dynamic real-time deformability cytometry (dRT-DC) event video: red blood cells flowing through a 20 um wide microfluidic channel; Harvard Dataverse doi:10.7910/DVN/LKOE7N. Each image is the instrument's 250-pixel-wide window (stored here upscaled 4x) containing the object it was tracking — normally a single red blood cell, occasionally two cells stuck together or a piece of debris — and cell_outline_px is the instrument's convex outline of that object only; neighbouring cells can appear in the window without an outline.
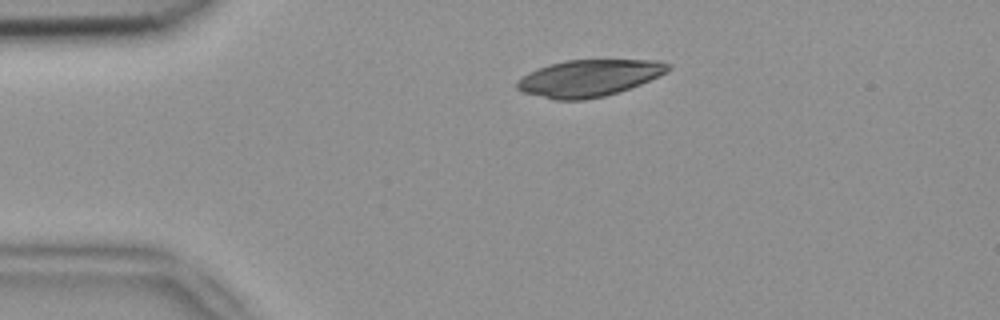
{"species": "common noctule bat (a hibernating species)", "species_latin": "Nyctalus noctula", "temperature_condition": "room temperature", "stored_images_in_passage": 42, "camera_frame_rate_fps": 3000, "um_per_image_px": 0.085, "animal": {"sex": "female", "body_mass_g": 18.4}, "frame": {"image": 1, "passage_image": 1, "time_ms": 0.0, "image_size_px": [1000, 320], "cell_outline_px": [[672, 68], [668, 72], [640, 84], [604, 96], [584, 100], [552, 100], [524, 92], [516, 88], [516, 80], [528, 72], [548, 64], [564, 60], [660, 60], [668, 64]], "centroid_in_image_um": [50.03, 6.63], "position_along_channel_um": 35.0, "area_um2": 32.43}}
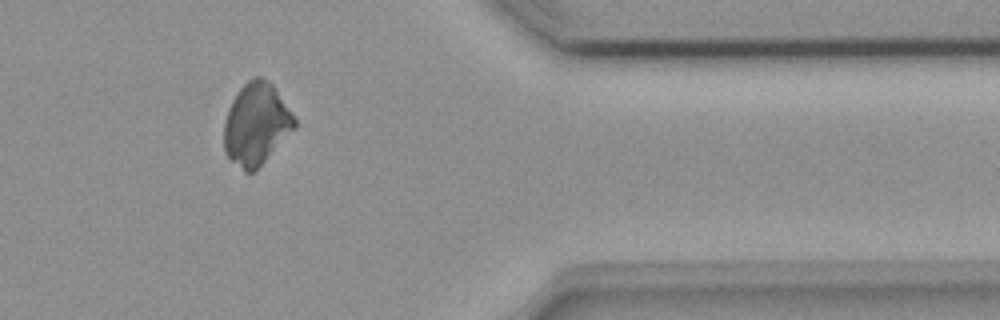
{"frame": {"image": 2, "passage_image": 33, "time_ms": 10.667, "image_size_px": [1000, 320], "cell_outline_px": [[296, 128], [252, 172], [244, 172], [228, 160], [224, 152], [224, 120], [228, 108], [232, 100], [240, 88], [252, 76], [260, 76], [268, 80], [272, 84], [292, 112], [296, 120]], "centroid_in_image_um": [21.75, 10.54], "position_along_channel_um": 389.6, "area_um2": 33.7}}
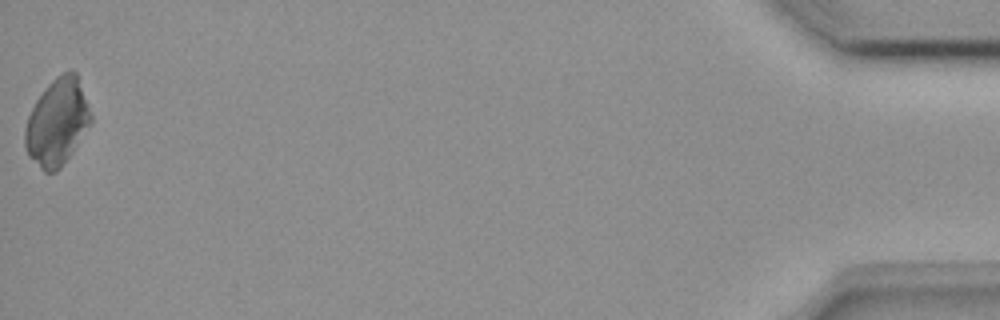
{"frame": {"image": 3, "passage_image": 42, "time_ms": 13.667, "image_size_px": [1000, 320], "cell_outline_px": [[92, 124], [72, 152], [60, 168], [56, 172], [44, 172], [28, 156], [24, 144], [24, 128], [28, 116], [36, 100], [44, 88], [56, 76], [64, 72], [76, 72], [92, 112]], "centroid_in_image_um": [4.87, 10.39], "position_along_channel_um": 430.3, "area_um2": 33.47}}